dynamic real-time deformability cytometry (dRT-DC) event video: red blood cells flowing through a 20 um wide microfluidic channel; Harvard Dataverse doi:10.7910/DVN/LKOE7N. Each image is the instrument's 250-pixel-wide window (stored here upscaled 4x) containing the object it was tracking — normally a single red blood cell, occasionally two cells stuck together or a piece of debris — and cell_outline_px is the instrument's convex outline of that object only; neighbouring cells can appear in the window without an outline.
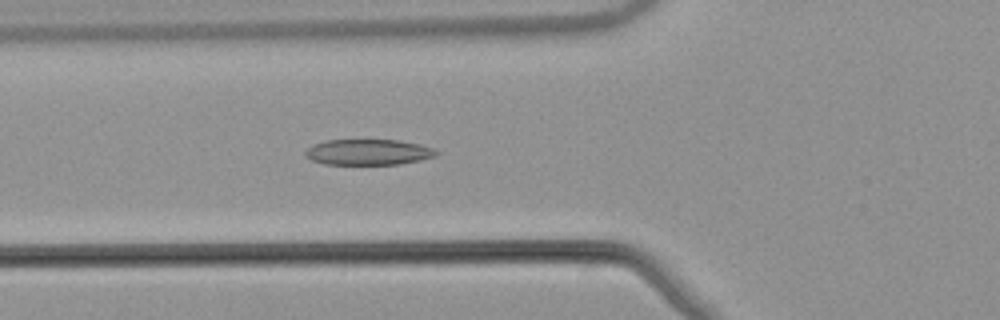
{"species": "common noctule bat (a hibernating species)", "species_latin": "Nyctalus noctula", "temperature_condition": "warm", "stored_images_in_passage": 51, "camera_frame_rate_fps": 3000, "um_per_image_px": 0.085, "animal": {"sex": "male", "body_mass_g": 21.5, "forearm_length_mm": 52.0}, "frame": {"image": 1, "passage_image": 18, "time_ms": 5.667, "image_size_px": [1000, 320], "cell_outline_px": [[440, 152], [436, 156], [420, 160], [400, 164], [324, 164], [312, 160], [304, 156], [304, 152], [312, 144], [328, 140], [400, 140], [420, 144], [432, 148]], "centroid_in_image_um": [31.3, 12.93], "position_along_channel_um": 94.5, "area_um2": 19.71}}
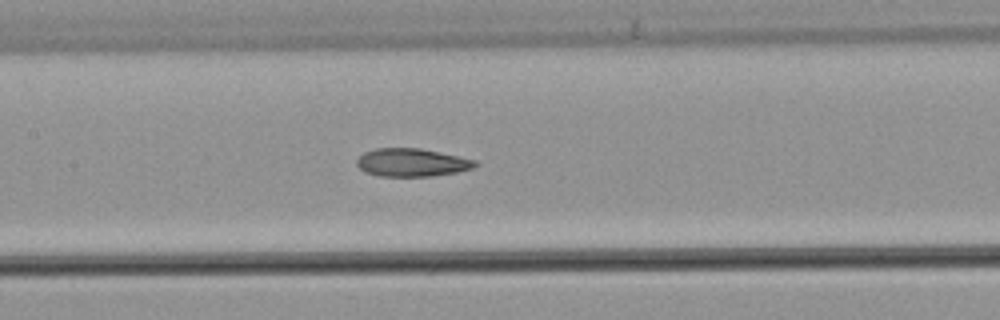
{"frame": {"image": 2, "passage_image": 24, "time_ms": 7.667, "image_size_px": [1000, 320], "cell_outline_px": [[480, 164], [472, 168], [456, 172], [432, 176], [380, 176], [364, 172], [356, 164], [356, 160], [364, 152], [376, 148], [420, 148], [460, 156], [476, 160]], "centroid_in_image_um": [35.01, 13.81], "position_along_channel_um": 172.4, "area_um2": 19.42}}
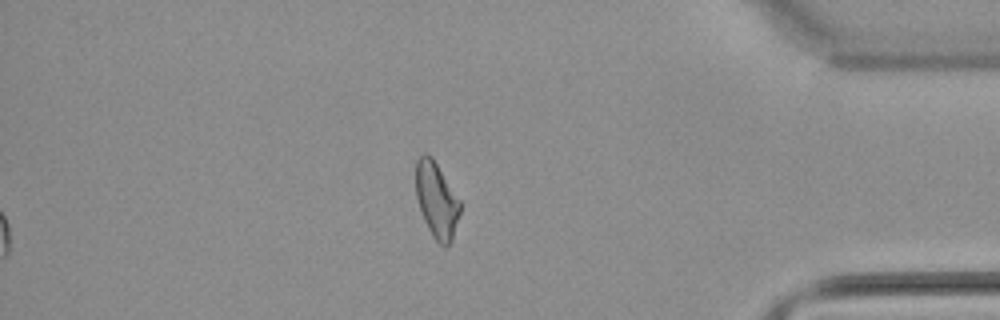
{"frame": {"image": 3, "passage_image": 44, "time_ms": 14.333, "image_size_px": [1000, 320], "cell_outline_px": [[460, 212], [452, 240], [448, 248], [444, 248], [432, 236], [424, 220], [416, 196], [416, 160], [424, 152], [432, 156], [460, 200]], "centroid_in_image_um": [37.11, 17.02], "position_along_channel_um": 398.1, "area_um2": 19.54}, "authors_computed_cell_mechanics": {"area_um2": 20.0566, "velocity_mm_per_s": 3.8664, "shape_relaxation_time_tau1_ms": null, "shape_relaxation_time_tau2_ms": 2.2894, "deformation_change_tau1": null, "deformation_change_tau2": 0.0952}}